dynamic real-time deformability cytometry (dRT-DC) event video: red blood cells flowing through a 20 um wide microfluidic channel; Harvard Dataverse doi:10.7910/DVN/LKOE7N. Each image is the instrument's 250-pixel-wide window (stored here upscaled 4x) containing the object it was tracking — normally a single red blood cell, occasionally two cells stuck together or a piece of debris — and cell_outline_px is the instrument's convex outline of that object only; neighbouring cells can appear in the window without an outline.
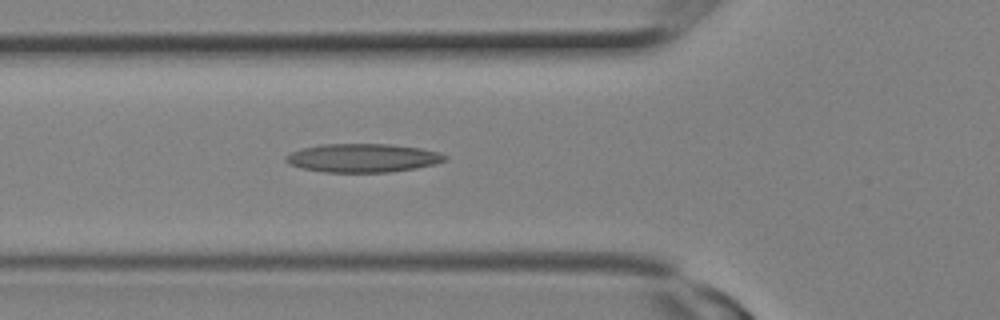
{"species": "Egyptian fruit bat (a non-hibernating species)", "species_latin": "Rousettus aegyptiacus", "temperature_condition": "room temperature", "stored_images_in_passage": 9, "camera_frame_rate_fps": 3000, "um_per_image_px": 0.085, "animal": {"sex": "female"}, "frame": {"image": 1, "passage_image": 9, "time_ms": 2.667, "image_size_px": [1000, 320], "cell_outline_px": [[448, 160], [416, 168], [388, 172], [324, 172], [300, 168], [288, 164], [284, 160], [284, 156], [292, 152], [304, 148], [320, 144], [388, 144], [420, 148], [440, 152], [448, 156]], "centroid_in_image_um": [30.82, 13.43], "position_along_channel_um": 95.0, "area_um2": 26.53}}